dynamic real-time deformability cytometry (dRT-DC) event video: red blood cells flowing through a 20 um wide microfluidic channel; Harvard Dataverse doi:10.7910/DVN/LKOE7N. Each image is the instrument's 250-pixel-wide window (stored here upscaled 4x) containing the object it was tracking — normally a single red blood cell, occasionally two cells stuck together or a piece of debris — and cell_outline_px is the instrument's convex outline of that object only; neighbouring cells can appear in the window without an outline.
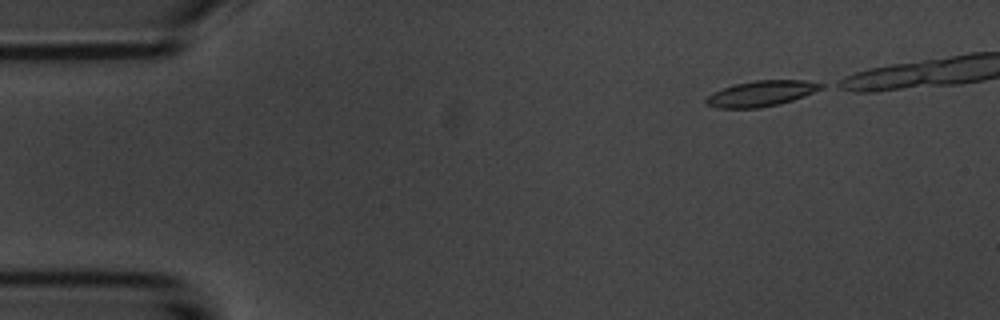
{"species": "common noctule bat (a hibernating species)", "species_latin": "Nyctalus noctula", "temperature_condition": "room temperature", "stored_images_in_passage": 18, "camera_frame_rate_fps": 3000, "um_per_image_px": 0.085, "animal": {"sex": "male", "body_mass_g": 20.1, "forearm_length_mm": 53.5}, "frame": {"image": 1, "passage_image": 1, "time_ms": 0.0, "image_size_px": [1000, 320], "cell_outline_px": [[824, 88], [804, 96], [780, 104], [760, 108], [716, 108], [704, 104], [704, 100], [708, 96], [724, 88], [736, 84], [756, 80], [804, 80], [824, 84]], "centroid_in_image_um": [64.71, 7.96], "position_along_channel_um": 20.3, "area_um2": 17.11}}
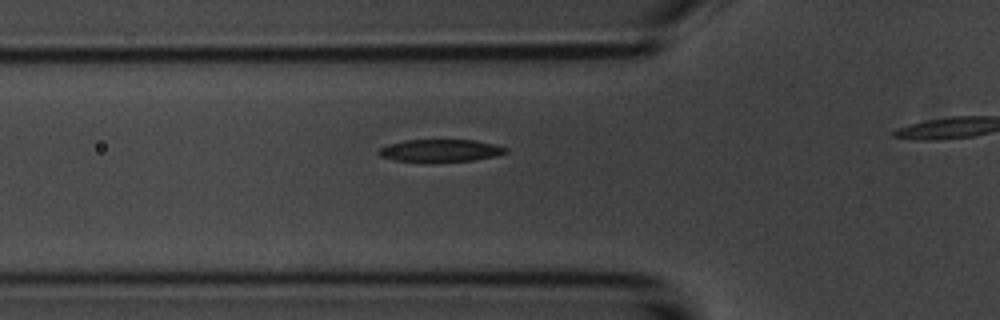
{"frame": {"image": 2, "passage_image": 13, "time_ms": 4.0, "image_size_px": [1000, 320], "cell_outline_px": [[508, 152], [496, 156], [472, 160], [424, 164], [392, 160], [380, 156], [376, 152], [380, 148], [388, 144], [404, 140], [476, 140], [496, 144], [508, 148]], "centroid_in_image_um": [37.39, 12.83], "position_along_channel_um": 88.4, "area_um2": 17.34}}
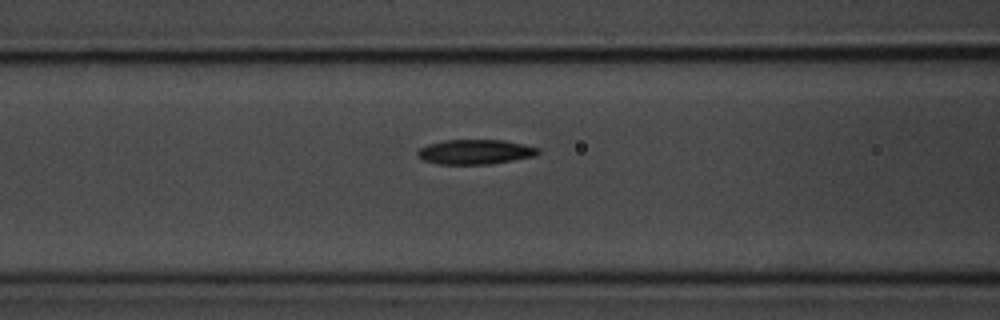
{"frame": {"image": 3, "passage_image": 16, "time_ms": 5.0, "image_size_px": [1000, 320], "cell_outline_px": [[540, 152], [536, 156], [488, 164], [440, 164], [424, 160], [416, 152], [420, 148], [428, 144], [444, 140], [504, 140], [524, 144], [540, 148]], "centroid_in_image_um": [40.43, 12.9], "position_along_channel_um": 126.2, "area_um2": 17.28}}